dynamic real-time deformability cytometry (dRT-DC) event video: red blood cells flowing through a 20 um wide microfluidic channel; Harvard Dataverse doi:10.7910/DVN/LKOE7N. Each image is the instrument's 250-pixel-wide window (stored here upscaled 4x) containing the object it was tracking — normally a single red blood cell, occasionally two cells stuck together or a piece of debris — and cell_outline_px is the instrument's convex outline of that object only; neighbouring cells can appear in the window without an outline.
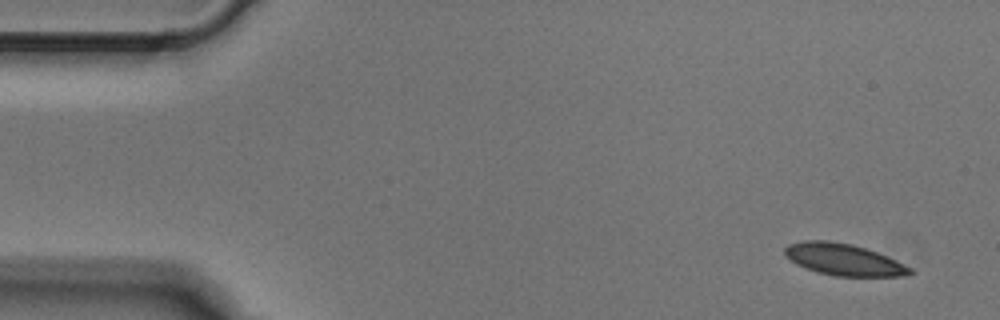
{"species": "Egyptian fruit bat (a non-hibernating species)", "species_latin": "Rousettus aegyptiacus", "temperature_condition": "cold", "stored_images_in_passage": 5, "camera_frame_rate_fps": 3000, "um_per_image_px": 0.085, "animal": {"sex": "male"}, "frame": {"image": 1, "passage_image": 1, "time_ms": 0.0, "image_size_px": [1000, 320], "cell_outline_px": [[912, 272], [900, 276], [836, 276], [820, 272], [796, 264], [784, 252], [784, 248], [788, 244], [804, 240], [828, 240], [852, 244], [876, 252], [896, 260], [912, 268]], "centroid_in_image_um": [71.7, 22.05], "position_along_channel_um": 13.3, "area_um2": 22.72}}